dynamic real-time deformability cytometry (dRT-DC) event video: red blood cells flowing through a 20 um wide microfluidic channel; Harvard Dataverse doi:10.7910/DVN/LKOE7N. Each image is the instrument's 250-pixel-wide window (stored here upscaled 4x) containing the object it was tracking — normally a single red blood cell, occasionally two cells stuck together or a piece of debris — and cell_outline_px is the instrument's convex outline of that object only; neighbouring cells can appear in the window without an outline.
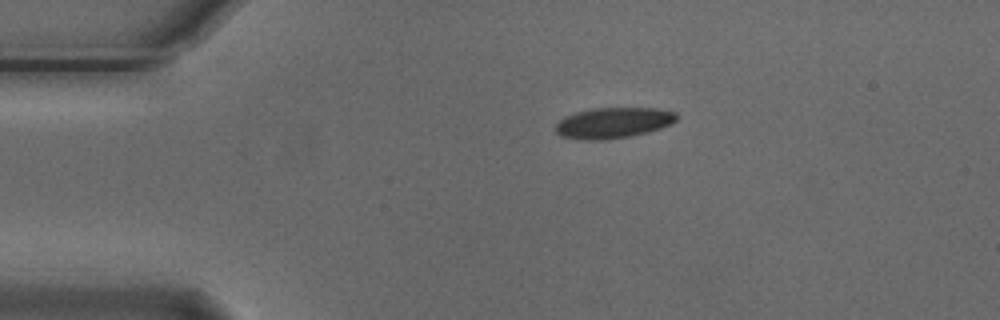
{"species": "Egyptian fruit bat (a non-hibernating species)", "species_latin": "Rousettus aegyptiacus", "temperature_condition": "cold", "stored_images_in_passage": 3, "camera_frame_rate_fps": 3000, "um_per_image_px": 0.085, "animal": {"sex": "male"}, "frame": {"image": 1, "passage_image": 1, "time_ms": 0.0, "image_size_px": [1000, 320], "cell_outline_px": [[676, 120], [672, 124], [660, 128], [628, 136], [600, 140], [588, 140], [560, 136], [556, 132], [556, 124], [564, 116], [576, 112], [592, 108], [656, 108], [676, 112]], "centroid_in_image_um": [52.11, 10.42], "position_along_channel_um": 32.9, "area_um2": 21.44}}